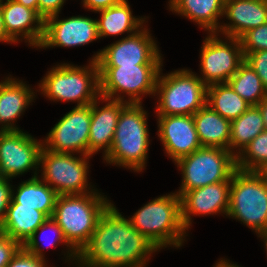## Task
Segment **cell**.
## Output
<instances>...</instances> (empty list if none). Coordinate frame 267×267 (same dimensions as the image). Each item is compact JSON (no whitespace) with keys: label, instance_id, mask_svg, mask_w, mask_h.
<instances>
[{"label":"cell","instance_id":"cell-26","mask_svg":"<svg viewBox=\"0 0 267 267\" xmlns=\"http://www.w3.org/2000/svg\"><path fill=\"white\" fill-rule=\"evenodd\" d=\"M98 12L101 13V19L97 20L99 38L121 35L124 32H127V34L129 32V35H133L140 28H143L142 25L146 19L145 17L144 19L142 17L135 18L126 0Z\"/></svg>","mask_w":267,"mask_h":267},{"label":"cell","instance_id":"cell-28","mask_svg":"<svg viewBox=\"0 0 267 267\" xmlns=\"http://www.w3.org/2000/svg\"><path fill=\"white\" fill-rule=\"evenodd\" d=\"M206 104L230 121L238 118L251 106L228 83L208 86Z\"/></svg>","mask_w":267,"mask_h":267},{"label":"cell","instance_id":"cell-13","mask_svg":"<svg viewBox=\"0 0 267 267\" xmlns=\"http://www.w3.org/2000/svg\"><path fill=\"white\" fill-rule=\"evenodd\" d=\"M90 123L91 104L76 106L51 129L42 142L43 148L57 153L88 155Z\"/></svg>","mask_w":267,"mask_h":267},{"label":"cell","instance_id":"cell-9","mask_svg":"<svg viewBox=\"0 0 267 267\" xmlns=\"http://www.w3.org/2000/svg\"><path fill=\"white\" fill-rule=\"evenodd\" d=\"M161 66L98 67L100 97L124 101V97L116 94L120 92L129 96L128 103H141L140 95L155 96L156 81Z\"/></svg>","mask_w":267,"mask_h":267},{"label":"cell","instance_id":"cell-10","mask_svg":"<svg viewBox=\"0 0 267 267\" xmlns=\"http://www.w3.org/2000/svg\"><path fill=\"white\" fill-rule=\"evenodd\" d=\"M90 157L91 155H83V157L77 158L71 153H57L42 148L40 152V164H42L40 166H42L41 169L43 168V177L41 178L58 195L92 193L95 189L87 187L89 186L87 182L89 162L87 159Z\"/></svg>","mask_w":267,"mask_h":267},{"label":"cell","instance_id":"cell-14","mask_svg":"<svg viewBox=\"0 0 267 267\" xmlns=\"http://www.w3.org/2000/svg\"><path fill=\"white\" fill-rule=\"evenodd\" d=\"M43 143L30 134L19 131L0 130V176L11 179L40 165ZM37 166V167H36Z\"/></svg>","mask_w":267,"mask_h":267},{"label":"cell","instance_id":"cell-24","mask_svg":"<svg viewBox=\"0 0 267 267\" xmlns=\"http://www.w3.org/2000/svg\"><path fill=\"white\" fill-rule=\"evenodd\" d=\"M225 0H170V10L195 21L200 27L217 33V22L224 15Z\"/></svg>","mask_w":267,"mask_h":267},{"label":"cell","instance_id":"cell-22","mask_svg":"<svg viewBox=\"0 0 267 267\" xmlns=\"http://www.w3.org/2000/svg\"><path fill=\"white\" fill-rule=\"evenodd\" d=\"M49 217L33 207L22 206L12 198L0 230L22 246Z\"/></svg>","mask_w":267,"mask_h":267},{"label":"cell","instance_id":"cell-3","mask_svg":"<svg viewBox=\"0 0 267 267\" xmlns=\"http://www.w3.org/2000/svg\"><path fill=\"white\" fill-rule=\"evenodd\" d=\"M142 103H127L120 112L107 163L127 167L136 172L144 169L149 150L147 113Z\"/></svg>","mask_w":267,"mask_h":267},{"label":"cell","instance_id":"cell-41","mask_svg":"<svg viewBox=\"0 0 267 267\" xmlns=\"http://www.w3.org/2000/svg\"><path fill=\"white\" fill-rule=\"evenodd\" d=\"M27 8L33 9L38 13V0H15Z\"/></svg>","mask_w":267,"mask_h":267},{"label":"cell","instance_id":"cell-29","mask_svg":"<svg viewBox=\"0 0 267 267\" xmlns=\"http://www.w3.org/2000/svg\"><path fill=\"white\" fill-rule=\"evenodd\" d=\"M227 83L251 106H257L267 97V90L260 77L245 61Z\"/></svg>","mask_w":267,"mask_h":267},{"label":"cell","instance_id":"cell-18","mask_svg":"<svg viewBox=\"0 0 267 267\" xmlns=\"http://www.w3.org/2000/svg\"><path fill=\"white\" fill-rule=\"evenodd\" d=\"M6 1L1 5L6 34L16 43L20 35L30 46L39 47L44 35V20L35 10L15 0Z\"/></svg>","mask_w":267,"mask_h":267},{"label":"cell","instance_id":"cell-25","mask_svg":"<svg viewBox=\"0 0 267 267\" xmlns=\"http://www.w3.org/2000/svg\"><path fill=\"white\" fill-rule=\"evenodd\" d=\"M15 194L12 189L11 198L16 203L22 206L33 207V209H37L45 213L49 218H52L59 195L48 184L39 179L36 171L31 179L22 182L18 186Z\"/></svg>","mask_w":267,"mask_h":267},{"label":"cell","instance_id":"cell-32","mask_svg":"<svg viewBox=\"0 0 267 267\" xmlns=\"http://www.w3.org/2000/svg\"><path fill=\"white\" fill-rule=\"evenodd\" d=\"M239 40L243 53L267 50V23L245 32Z\"/></svg>","mask_w":267,"mask_h":267},{"label":"cell","instance_id":"cell-27","mask_svg":"<svg viewBox=\"0 0 267 267\" xmlns=\"http://www.w3.org/2000/svg\"><path fill=\"white\" fill-rule=\"evenodd\" d=\"M266 130L257 106H250L242 115L231 121L229 151L236 156L262 131Z\"/></svg>","mask_w":267,"mask_h":267},{"label":"cell","instance_id":"cell-15","mask_svg":"<svg viewBox=\"0 0 267 267\" xmlns=\"http://www.w3.org/2000/svg\"><path fill=\"white\" fill-rule=\"evenodd\" d=\"M58 16L44 21V35L39 48L82 46L99 39L97 20L82 16L59 20Z\"/></svg>","mask_w":267,"mask_h":267},{"label":"cell","instance_id":"cell-40","mask_svg":"<svg viewBox=\"0 0 267 267\" xmlns=\"http://www.w3.org/2000/svg\"><path fill=\"white\" fill-rule=\"evenodd\" d=\"M264 121L265 129L267 130V97L260 101L257 105Z\"/></svg>","mask_w":267,"mask_h":267},{"label":"cell","instance_id":"cell-23","mask_svg":"<svg viewBox=\"0 0 267 267\" xmlns=\"http://www.w3.org/2000/svg\"><path fill=\"white\" fill-rule=\"evenodd\" d=\"M196 132L202 147L229 150L231 121L212 110L207 104L194 115Z\"/></svg>","mask_w":267,"mask_h":267},{"label":"cell","instance_id":"cell-4","mask_svg":"<svg viewBox=\"0 0 267 267\" xmlns=\"http://www.w3.org/2000/svg\"><path fill=\"white\" fill-rule=\"evenodd\" d=\"M129 220L158 250L167 245L180 247L184 242L186 229L182 224L181 198L177 193L153 199Z\"/></svg>","mask_w":267,"mask_h":267},{"label":"cell","instance_id":"cell-6","mask_svg":"<svg viewBox=\"0 0 267 267\" xmlns=\"http://www.w3.org/2000/svg\"><path fill=\"white\" fill-rule=\"evenodd\" d=\"M161 71L162 68L155 89L156 95L159 94L157 116L194 115L206 105L207 86L199 76L187 69L176 70L164 76Z\"/></svg>","mask_w":267,"mask_h":267},{"label":"cell","instance_id":"cell-44","mask_svg":"<svg viewBox=\"0 0 267 267\" xmlns=\"http://www.w3.org/2000/svg\"><path fill=\"white\" fill-rule=\"evenodd\" d=\"M259 237H261V239L263 238V241L265 243L266 252H267V232L259 234Z\"/></svg>","mask_w":267,"mask_h":267},{"label":"cell","instance_id":"cell-11","mask_svg":"<svg viewBox=\"0 0 267 267\" xmlns=\"http://www.w3.org/2000/svg\"><path fill=\"white\" fill-rule=\"evenodd\" d=\"M205 38L200 55L202 78L208 87L213 84L227 83L245 61L241 43L238 38L226 37L230 42L218 39L209 33ZM231 44H228V43Z\"/></svg>","mask_w":267,"mask_h":267},{"label":"cell","instance_id":"cell-20","mask_svg":"<svg viewBox=\"0 0 267 267\" xmlns=\"http://www.w3.org/2000/svg\"><path fill=\"white\" fill-rule=\"evenodd\" d=\"M223 16L231 24L221 25L218 32L239 39L245 32L267 23V0H225Z\"/></svg>","mask_w":267,"mask_h":267},{"label":"cell","instance_id":"cell-38","mask_svg":"<svg viewBox=\"0 0 267 267\" xmlns=\"http://www.w3.org/2000/svg\"><path fill=\"white\" fill-rule=\"evenodd\" d=\"M123 0H83V6L92 11L98 12L111 6L121 3Z\"/></svg>","mask_w":267,"mask_h":267},{"label":"cell","instance_id":"cell-37","mask_svg":"<svg viewBox=\"0 0 267 267\" xmlns=\"http://www.w3.org/2000/svg\"><path fill=\"white\" fill-rule=\"evenodd\" d=\"M9 179L0 178V224L4 220L12 196Z\"/></svg>","mask_w":267,"mask_h":267},{"label":"cell","instance_id":"cell-5","mask_svg":"<svg viewBox=\"0 0 267 267\" xmlns=\"http://www.w3.org/2000/svg\"><path fill=\"white\" fill-rule=\"evenodd\" d=\"M87 67L61 64L53 67L42 79L39 88L51 101H77L76 106L93 103L99 93V71L96 61Z\"/></svg>","mask_w":267,"mask_h":267},{"label":"cell","instance_id":"cell-36","mask_svg":"<svg viewBox=\"0 0 267 267\" xmlns=\"http://www.w3.org/2000/svg\"><path fill=\"white\" fill-rule=\"evenodd\" d=\"M65 0H38V15L46 19L59 14Z\"/></svg>","mask_w":267,"mask_h":267},{"label":"cell","instance_id":"cell-33","mask_svg":"<svg viewBox=\"0 0 267 267\" xmlns=\"http://www.w3.org/2000/svg\"><path fill=\"white\" fill-rule=\"evenodd\" d=\"M243 54L245 62L257 73L264 88L267 90V50Z\"/></svg>","mask_w":267,"mask_h":267},{"label":"cell","instance_id":"cell-1","mask_svg":"<svg viewBox=\"0 0 267 267\" xmlns=\"http://www.w3.org/2000/svg\"><path fill=\"white\" fill-rule=\"evenodd\" d=\"M157 250L111 203L78 253L77 262L79 267H145Z\"/></svg>","mask_w":267,"mask_h":267},{"label":"cell","instance_id":"cell-21","mask_svg":"<svg viewBox=\"0 0 267 267\" xmlns=\"http://www.w3.org/2000/svg\"><path fill=\"white\" fill-rule=\"evenodd\" d=\"M34 92L29 86L7 77L0 82V123L1 131H19L18 127L12 124L33 100ZM12 122V123H11ZM4 124V125H3Z\"/></svg>","mask_w":267,"mask_h":267},{"label":"cell","instance_id":"cell-16","mask_svg":"<svg viewBox=\"0 0 267 267\" xmlns=\"http://www.w3.org/2000/svg\"><path fill=\"white\" fill-rule=\"evenodd\" d=\"M157 122L158 136L175 163L202 147L193 115L158 116Z\"/></svg>","mask_w":267,"mask_h":267},{"label":"cell","instance_id":"cell-42","mask_svg":"<svg viewBox=\"0 0 267 267\" xmlns=\"http://www.w3.org/2000/svg\"><path fill=\"white\" fill-rule=\"evenodd\" d=\"M214 267H239L237 264H232L229 261L222 259L216 263Z\"/></svg>","mask_w":267,"mask_h":267},{"label":"cell","instance_id":"cell-2","mask_svg":"<svg viewBox=\"0 0 267 267\" xmlns=\"http://www.w3.org/2000/svg\"><path fill=\"white\" fill-rule=\"evenodd\" d=\"M111 204L100 193L59 195L52 219L67 243L79 253L89 242L102 213Z\"/></svg>","mask_w":267,"mask_h":267},{"label":"cell","instance_id":"cell-19","mask_svg":"<svg viewBox=\"0 0 267 267\" xmlns=\"http://www.w3.org/2000/svg\"><path fill=\"white\" fill-rule=\"evenodd\" d=\"M106 105L98 108L96 99L91 103V123L88 141V155H93L104 148V157L111 150L114 132L118 123L120 112L128 103L127 100H111L99 97Z\"/></svg>","mask_w":267,"mask_h":267},{"label":"cell","instance_id":"cell-35","mask_svg":"<svg viewBox=\"0 0 267 267\" xmlns=\"http://www.w3.org/2000/svg\"><path fill=\"white\" fill-rule=\"evenodd\" d=\"M45 263L44 258L33 255L22 246L6 267H45Z\"/></svg>","mask_w":267,"mask_h":267},{"label":"cell","instance_id":"cell-39","mask_svg":"<svg viewBox=\"0 0 267 267\" xmlns=\"http://www.w3.org/2000/svg\"><path fill=\"white\" fill-rule=\"evenodd\" d=\"M0 42L15 43L7 34L4 29L1 6H0Z\"/></svg>","mask_w":267,"mask_h":267},{"label":"cell","instance_id":"cell-17","mask_svg":"<svg viewBox=\"0 0 267 267\" xmlns=\"http://www.w3.org/2000/svg\"><path fill=\"white\" fill-rule=\"evenodd\" d=\"M231 181H222L186 191L181 198V219L186 230L191 225V214L225 213L230 204Z\"/></svg>","mask_w":267,"mask_h":267},{"label":"cell","instance_id":"cell-12","mask_svg":"<svg viewBox=\"0 0 267 267\" xmlns=\"http://www.w3.org/2000/svg\"><path fill=\"white\" fill-rule=\"evenodd\" d=\"M149 34L148 29H141L100 50L92 60L98 67L162 65L158 47Z\"/></svg>","mask_w":267,"mask_h":267},{"label":"cell","instance_id":"cell-34","mask_svg":"<svg viewBox=\"0 0 267 267\" xmlns=\"http://www.w3.org/2000/svg\"><path fill=\"white\" fill-rule=\"evenodd\" d=\"M22 245L0 230V267H6Z\"/></svg>","mask_w":267,"mask_h":267},{"label":"cell","instance_id":"cell-30","mask_svg":"<svg viewBox=\"0 0 267 267\" xmlns=\"http://www.w3.org/2000/svg\"><path fill=\"white\" fill-rule=\"evenodd\" d=\"M266 163L267 130H264L236 156V169L258 171Z\"/></svg>","mask_w":267,"mask_h":267},{"label":"cell","instance_id":"cell-7","mask_svg":"<svg viewBox=\"0 0 267 267\" xmlns=\"http://www.w3.org/2000/svg\"><path fill=\"white\" fill-rule=\"evenodd\" d=\"M226 216L243 222L258 235L267 232V184L257 171H234Z\"/></svg>","mask_w":267,"mask_h":267},{"label":"cell","instance_id":"cell-8","mask_svg":"<svg viewBox=\"0 0 267 267\" xmlns=\"http://www.w3.org/2000/svg\"><path fill=\"white\" fill-rule=\"evenodd\" d=\"M182 172L180 197L189 190L222 181H231L236 170V153L219 147H201L176 163Z\"/></svg>","mask_w":267,"mask_h":267},{"label":"cell","instance_id":"cell-31","mask_svg":"<svg viewBox=\"0 0 267 267\" xmlns=\"http://www.w3.org/2000/svg\"><path fill=\"white\" fill-rule=\"evenodd\" d=\"M53 230L54 233H56V238L52 239L53 241H49V236H46V234L44 233L45 230ZM41 233V235H43V239L44 237L47 239L48 242L50 243H46L49 246H56L57 247V241L58 243H64L68 248V250L70 251L67 255V257H69V260L71 258H73V260H77L76 258L78 257V253L67 243V241L65 240L63 234H62V230L61 228L57 225V223L52 219V218H48L33 234V236L23 245V247L30 253H32L33 255L37 256V257H41L44 258L43 252H42V248H40V242L38 241L37 237H38V233ZM41 238V237H40ZM43 239H41L43 241ZM45 240V239H44ZM44 243V242H43Z\"/></svg>","mask_w":267,"mask_h":267},{"label":"cell","instance_id":"cell-43","mask_svg":"<svg viewBox=\"0 0 267 267\" xmlns=\"http://www.w3.org/2000/svg\"><path fill=\"white\" fill-rule=\"evenodd\" d=\"M267 184V163L257 171Z\"/></svg>","mask_w":267,"mask_h":267}]
</instances>
